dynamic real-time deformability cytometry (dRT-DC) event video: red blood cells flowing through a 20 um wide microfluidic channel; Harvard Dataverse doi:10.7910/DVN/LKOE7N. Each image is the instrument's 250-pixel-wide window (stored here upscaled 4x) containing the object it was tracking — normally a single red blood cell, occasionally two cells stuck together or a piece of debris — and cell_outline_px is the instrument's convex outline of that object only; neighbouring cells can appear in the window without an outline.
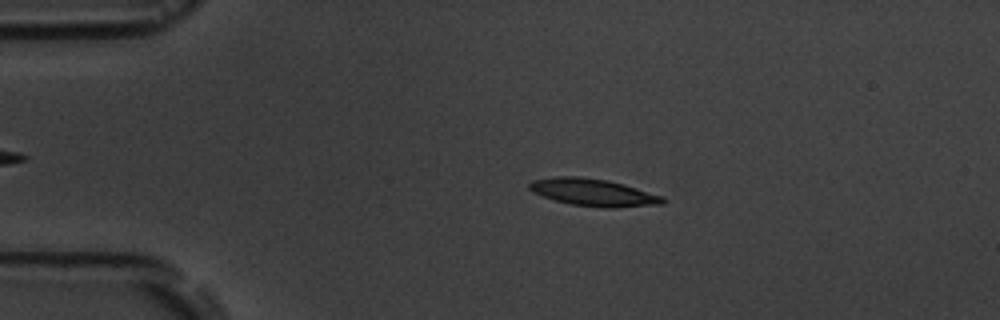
{"species": "common noctule bat (a hibernating species)", "species_latin": "Nyctalus noctula", "temperature_condition": "room temperature", "stored_images_in_passage": 2, "camera_frame_rate_fps": 3000, "um_per_image_px": 0.085, "animal": {"sex": "male", "body_mass_g": 19.5, "forearm_length_mm": 54.6}, "frame": {"image": 1, "passage_image": 2, "time_ms": 1.0, "image_size_px": [1000, 320], "cell_outline_px": [[668, 200], [664, 204], [616, 208], [604, 208], [572, 204], [556, 200], [532, 192], [528, 188], [528, 184], [532, 180], [556, 176], [580, 176], [608, 180], [624, 184], [664, 196]], "centroid_in_image_um": [50.48, 16.35], "position_along_channel_um": 34.5, "area_um2": 21.44}}